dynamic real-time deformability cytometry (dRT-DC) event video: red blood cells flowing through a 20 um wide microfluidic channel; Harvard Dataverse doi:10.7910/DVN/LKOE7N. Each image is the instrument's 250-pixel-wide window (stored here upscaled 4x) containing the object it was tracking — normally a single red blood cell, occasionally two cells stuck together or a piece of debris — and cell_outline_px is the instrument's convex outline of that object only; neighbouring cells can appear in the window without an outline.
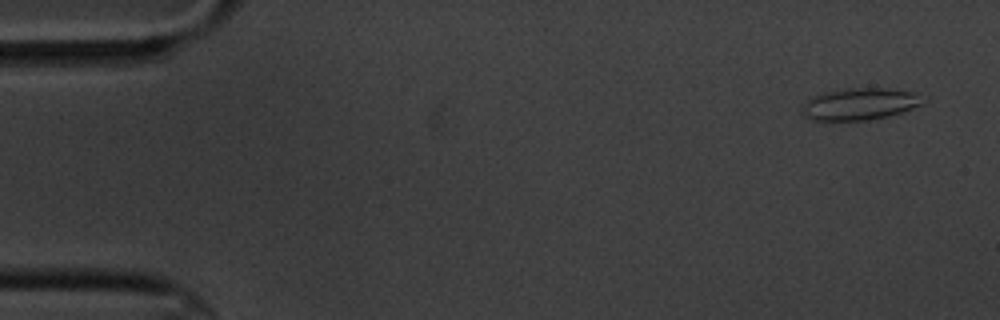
{"species": "common noctule bat (a hibernating species)", "species_latin": "Nyctalus noctula", "temperature_condition": "cold", "stored_images_in_passage": 5, "camera_frame_rate_fps": 3000, "um_per_image_px": 0.085, "animal": {"sex": "male", "body_mass_g": 20.1, "forearm_length_mm": 53.5}, "frame": {"image": 1, "passage_image": 1, "time_ms": 0.0, "image_size_px": [1000, 320], "cell_outline_px": [[928, 100], [912, 108], [888, 116], [868, 120], [812, 120], [804, 116], [800, 112], [804, 104], [812, 96], [828, 92], [848, 88], [884, 88], [916, 92]], "centroid_in_image_um": [73.1, 8.84], "position_along_channel_um": 11.9, "area_um2": 22.37}}
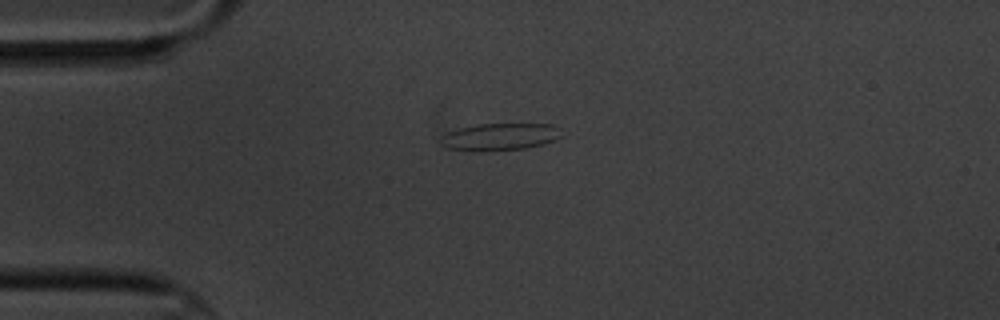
{"frame": {"image": 2, "passage_image": 4, "time_ms": 3.667, "image_size_px": [1000, 320], "cell_outline_px": [[560, 136], [556, 140], [544, 144], [524, 148], [488, 152], [468, 152], [444, 148], [440, 144], [440, 136], [448, 132], [460, 128], [480, 124], [552, 124], [560, 128]], "centroid_in_image_um": [42.42, 11.66], "position_along_channel_um": 42.6, "area_um2": 19.59}}